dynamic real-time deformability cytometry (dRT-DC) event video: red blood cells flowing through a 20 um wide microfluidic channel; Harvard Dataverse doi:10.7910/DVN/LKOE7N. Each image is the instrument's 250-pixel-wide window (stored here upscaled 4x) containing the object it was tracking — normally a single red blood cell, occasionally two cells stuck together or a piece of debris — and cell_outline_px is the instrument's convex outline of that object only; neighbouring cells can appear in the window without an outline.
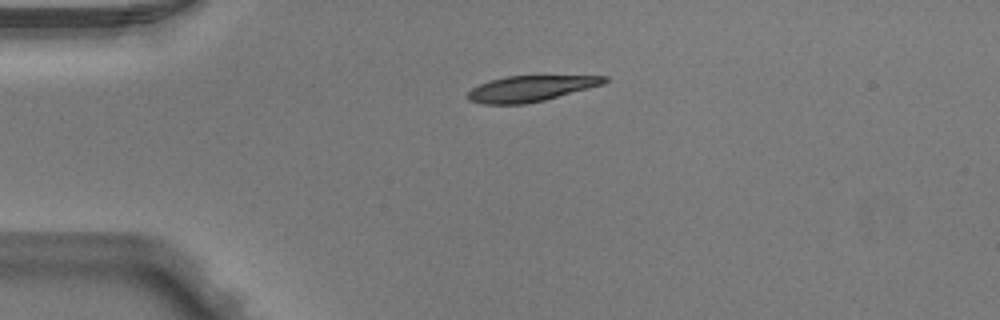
{"species": "Egyptian fruit bat (a non-hibernating species)", "species_latin": "Rousettus aegyptiacus", "temperature_condition": "warm", "stored_images_in_passage": 4, "camera_frame_rate_fps": 3000, "um_per_image_px": 0.085, "animal": {"sex": "male"}, "frame": {"image": 1, "passage_image": 4, "time_ms": 1.0, "image_size_px": [1000, 320], "cell_outline_px": [[608, 80], [604, 84], [544, 100], [524, 104], [484, 104], [468, 100], [468, 92], [472, 88], [488, 80], [504, 76], [608, 76]], "centroid_in_image_um": [45.07, 7.52], "position_along_channel_um": 39.9, "area_um2": 20.4}}